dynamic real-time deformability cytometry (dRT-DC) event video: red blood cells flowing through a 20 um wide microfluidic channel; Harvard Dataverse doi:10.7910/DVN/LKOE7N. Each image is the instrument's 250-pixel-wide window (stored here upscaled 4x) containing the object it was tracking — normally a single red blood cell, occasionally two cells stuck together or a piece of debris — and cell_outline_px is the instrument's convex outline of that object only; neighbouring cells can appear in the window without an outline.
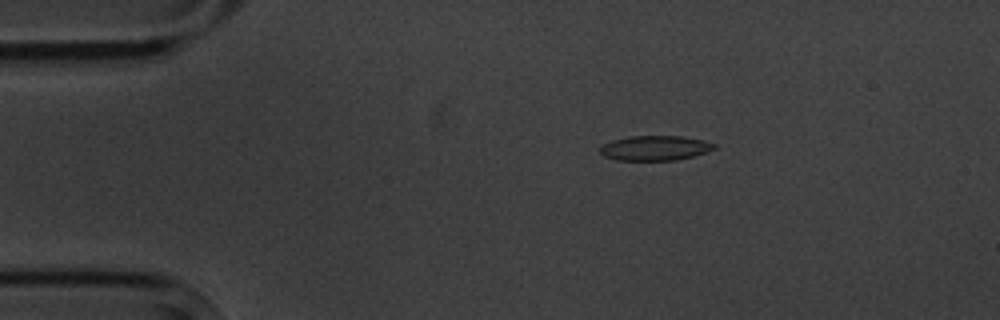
{"species": "common noctule bat (a hibernating species)", "species_latin": "Nyctalus noctula", "temperature_condition": "cold", "stored_images_in_passage": 6, "camera_frame_rate_fps": 3000, "um_per_image_px": 0.085, "animal": {"sex": "male", "body_mass_g": 20.1, "forearm_length_mm": 53.5}, "frame": {"image": 1, "passage_image": 2, "time_ms": 1.0, "image_size_px": [1000, 320], "cell_outline_px": [[716, 148], [692, 156], [676, 160], [616, 160], [604, 156], [600, 152], [600, 148], [604, 144], [612, 140], [632, 136], [680, 136], [704, 140], [716, 144]], "centroid_in_image_um": [55.67, 12.58], "position_along_channel_um": 29.3, "area_um2": 16.36}}
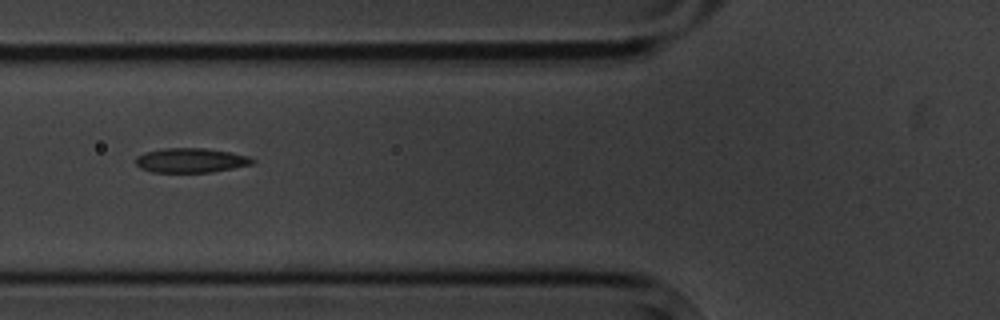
{"frame": {"image": 2, "passage_image": 5, "time_ms": 4.667, "image_size_px": [1000, 320], "cell_outline_px": [[256, 160], [252, 164], [212, 172], [152, 172], [140, 168], [136, 164], [136, 156], [144, 152], [164, 148], [204, 148], [232, 152], [248, 156]], "centroid_in_image_um": [16.21, 13.62], "position_along_channel_um": 109.6, "area_um2": 16.7}}
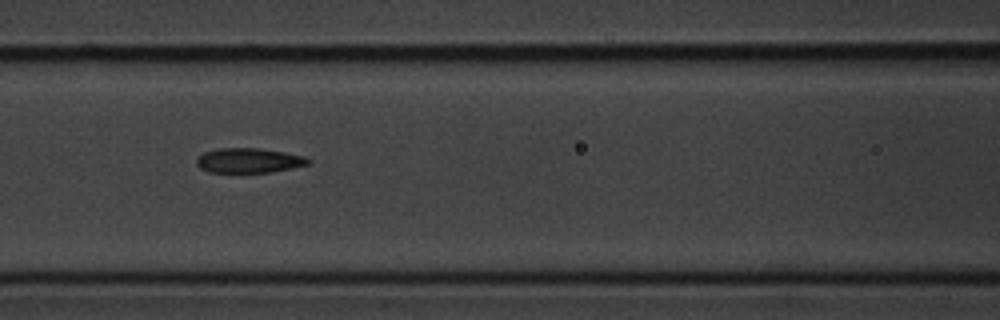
{"frame": {"image": 3, "passage_image": 6, "time_ms": 5.667, "image_size_px": [1000, 320], "cell_outline_px": [[312, 160], [308, 164], [272, 172], [208, 172], [200, 168], [196, 164], [196, 156], [204, 152], [216, 148], [256, 148], [284, 152], [304, 156]], "centroid_in_image_um": [21.1, 13.63], "position_along_channel_um": 145.5, "area_um2": 16.13}}